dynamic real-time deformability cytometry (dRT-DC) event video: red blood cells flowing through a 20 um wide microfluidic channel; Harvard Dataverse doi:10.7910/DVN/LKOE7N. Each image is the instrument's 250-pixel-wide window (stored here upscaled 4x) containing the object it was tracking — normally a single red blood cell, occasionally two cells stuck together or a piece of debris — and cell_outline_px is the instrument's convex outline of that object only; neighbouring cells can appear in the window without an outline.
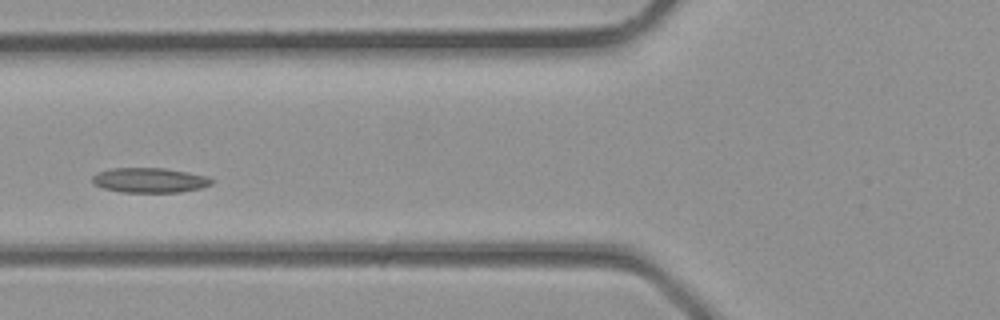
{"species": "common noctule bat (a hibernating species)", "species_latin": "Nyctalus noctula", "temperature_condition": "room temperature", "stored_images_in_passage": 2, "camera_frame_rate_fps": 3000, "um_per_image_px": 0.085, "animal": {"sex": "male", "body_mass_g": 23.1, "forearm_length_mm": 52.7}, "frame": {"image": 1, "passage_image": 2, "time_ms": 0.333, "image_size_px": [1000, 320], "cell_outline_px": [[216, 180], [212, 184], [200, 188], [180, 192], [120, 192], [104, 188], [96, 184], [92, 180], [92, 176], [96, 172], [112, 168], [164, 168], [188, 172], [208, 176]], "centroid_in_image_um": [12.75, 15.31], "position_along_channel_um": 113.0, "area_um2": 17.34}}